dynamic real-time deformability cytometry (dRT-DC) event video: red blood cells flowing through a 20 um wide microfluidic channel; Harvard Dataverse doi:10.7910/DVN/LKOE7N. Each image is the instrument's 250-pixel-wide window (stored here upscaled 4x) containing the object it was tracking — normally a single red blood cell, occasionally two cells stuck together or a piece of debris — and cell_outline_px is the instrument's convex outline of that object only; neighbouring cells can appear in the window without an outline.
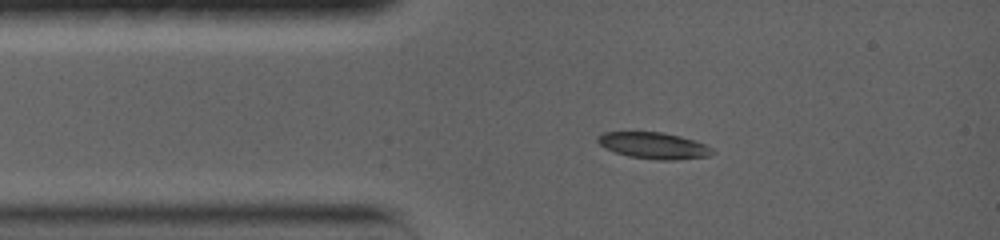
{"species": "common noctule bat (a hibernating species)", "species_latin": "Nyctalus noctula", "temperature_condition": "warm", "stored_images_in_passage": 56, "camera_frame_rate_fps": 5000, "um_per_image_px": 0.085, "animal": {"sex": "female", "body_mass_g": 19.0, "forearm_length_mm": 56.7}, "frame": {"image": 1, "passage_image": 1, "time_ms": 0.0, "image_size_px": [1000, 240], "cell_outline_px": [[716, 152], [708, 156], [676, 160], [660, 160], [628, 156], [604, 148], [596, 140], [596, 136], [604, 132], [664, 132], [680, 136], [704, 144], [712, 148]], "centroid_in_image_um": [55.55, 12.37], "position_along_channel_um": 29.4, "area_um2": 17.63}}
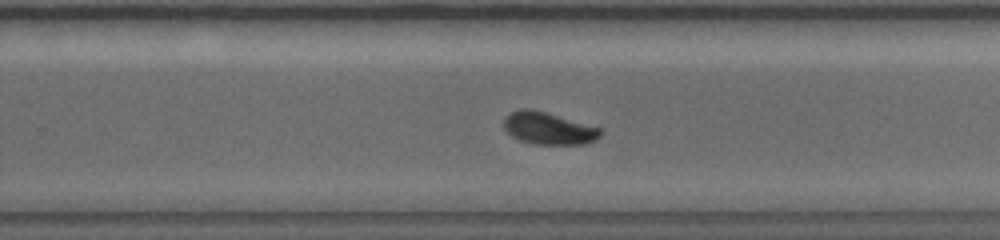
{"frame": {"image": 2, "passage_image": 41, "time_ms": 7.2, "image_size_px": [1000, 240], "cell_outline_px": [[604, 132], [596, 140], [584, 144], [532, 144], [520, 140], [512, 136], [504, 128], [504, 120], [508, 112], [520, 108], [532, 108], [604, 128]], "centroid_in_image_um": [46.66, 10.89], "position_along_channel_um": 283.1, "area_um2": 18.55}}
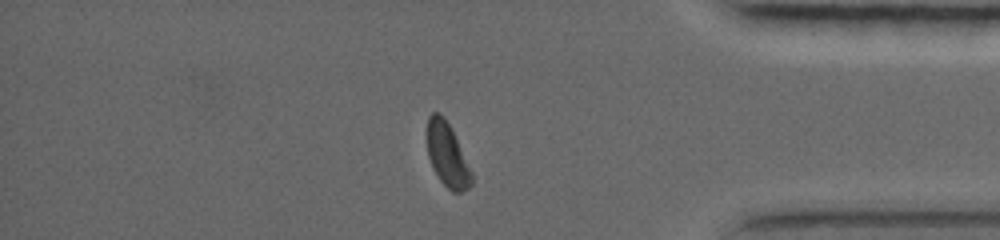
{"frame": {"image": 3, "passage_image": 52, "time_ms": 10.8, "image_size_px": [1000, 240], "cell_outline_px": [[472, 184], [468, 188], [460, 192], [452, 192], [440, 180], [432, 168], [428, 156], [428, 116], [432, 112], [440, 112], [444, 116], [472, 172]], "centroid_in_image_um": [38.01, 13.19], "position_along_channel_um": 397.2, "area_um2": 16.13}, "authors_computed_cell_mechanics": {"area_um2": 18.496, "velocity_mm_per_s": 3.7537, "shape_relaxation_time_tau1_ms": 7.5246, "shape_relaxation_time_tau2_ms": null, "deformation_change_tau1": 0.2113, "deformation_change_tau2": null}}